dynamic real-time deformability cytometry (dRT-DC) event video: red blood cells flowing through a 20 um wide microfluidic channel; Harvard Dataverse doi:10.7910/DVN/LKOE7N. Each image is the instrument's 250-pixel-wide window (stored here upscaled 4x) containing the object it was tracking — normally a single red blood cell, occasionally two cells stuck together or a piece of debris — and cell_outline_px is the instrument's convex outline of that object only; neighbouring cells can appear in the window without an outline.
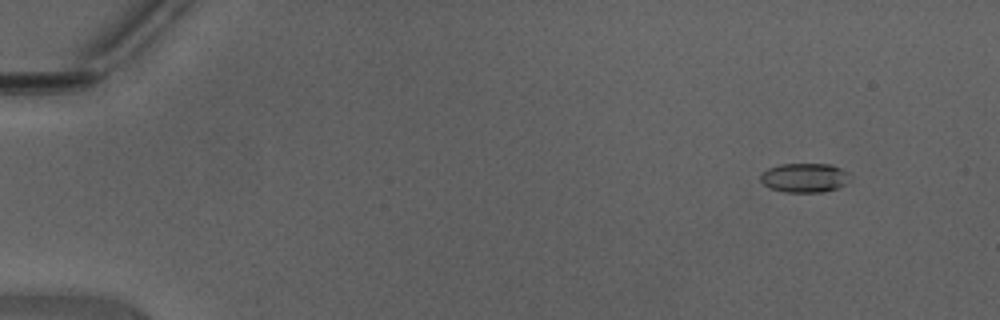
{"species": "Egyptian fruit bat (a non-hibernating species)", "species_latin": "Rousettus aegyptiacus", "temperature_condition": "warm", "stored_images_in_passage": 48, "camera_frame_rate_fps": 3000, "um_per_image_px": 0.085, "animal": {"sex": "male"}, "frame": {"image": 1, "passage_image": 5, "time_ms": 1.333, "image_size_px": [1000, 320], "cell_outline_px": [[852, 176], [844, 184], [836, 188], [824, 192], [784, 192], [768, 188], [760, 180], [760, 172], [768, 168], [780, 164], [832, 164], [848, 172]], "centroid_in_image_um": [68.36, 15.1], "position_along_channel_um": 16.6, "area_um2": 15.43}}
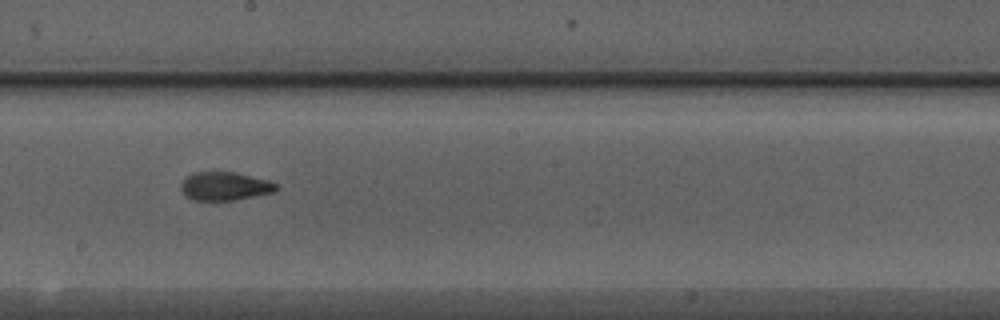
{"frame": {"image": 2, "passage_image": 28, "time_ms": 9.0, "image_size_px": [1000, 320], "cell_outline_px": [[276, 188], [272, 192], [236, 200], [192, 200], [184, 196], [180, 188], [180, 184], [192, 172], [232, 172], [264, 180], [276, 184]], "centroid_in_image_um": [19.0, 15.84], "position_along_channel_um": 229.2, "area_um2": 15.43}}
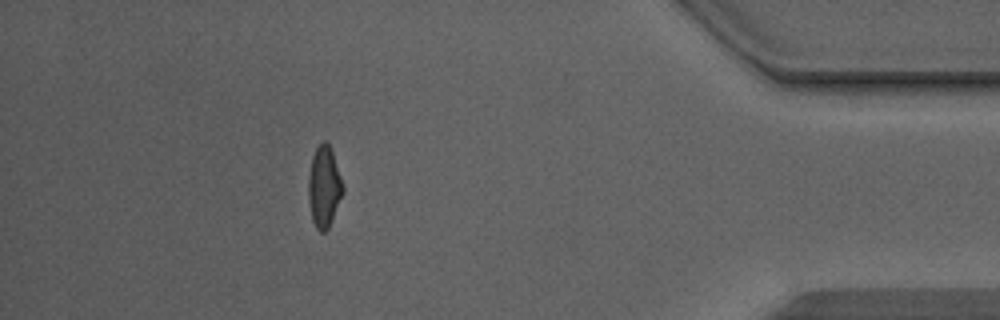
{"frame": {"image": 3, "passage_image": 43, "time_ms": 14.0, "image_size_px": [1000, 320], "cell_outline_px": [[344, 192], [328, 228], [324, 232], [320, 232], [316, 228], [312, 220], [308, 200], [308, 176], [312, 156], [316, 148], [324, 140], [328, 144], [332, 152], [344, 188]], "centroid_in_image_um": [27.53, 15.9], "position_along_channel_um": 407.7, "area_um2": 16.18}, "authors_computed_cell_mechanics": {"area_um2": 15.7505, "velocity_mm_per_s": 4.4654, "shape_relaxation_time_tau1_ms": null, "shape_relaxation_time_tau2_ms": 1.5181, "deformation_change_tau1": null, "deformation_change_tau2": 0.0869}}